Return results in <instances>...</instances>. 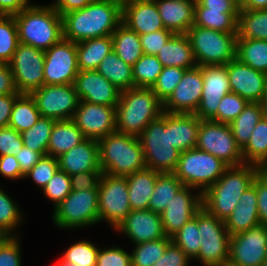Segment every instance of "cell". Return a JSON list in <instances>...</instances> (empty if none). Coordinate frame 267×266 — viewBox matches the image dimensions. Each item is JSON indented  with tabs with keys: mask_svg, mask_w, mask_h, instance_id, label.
Listing matches in <instances>:
<instances>
[{
	"mask_svg": "<svg viewBox=\"0 0 267 266\" xmlns=\"http://www.w3.org/2000/svg\"><path fill=\"white\" fill-rule=\"evenodd\" d=\"M122 23V4L95 0L82 9L62 15L63 38L72 42L112 35Z\"/></svg>",
	"mask_w": 267,
	"mask_h": 266,
	"instance_id": "cell-1",
	"label": "cell"
},
{
	"mask_svg": "<svg viewBox=\"0 0 267 266\" xmlns=\"http://www.w3.org/2000/svg\"><path fill=\"white\" fill-rule=\"evenodd\" d=\"M260 170V167L247 163L228 166L223 175L202 194L203 208L219 220L225 221Z\"/></svg>",
	"mask_w": 267,
	"mask_h": 266,
	"instance_id": "cell-2",
	"label": "cell"
},
{
	"mask_svg": "<svg viewBox=\"0 0 267 266\" xmlns=\"http://www.w3.org/2000/svg\"><path fill=\"white\" fill-rule=\"evenodd\" d=\"M13 16L22 44L46 51L63 38L62 16L48 3H32Z\"/></svg>",
	"mask_w": 267,
	"mask_h": 266,
	"instance_id": "cell-3",
	"label": "cell"
},
{
	"mask_svg": "<svg viewBox=\"0 0 267 266\" xmlns=\"http://www.w3.org/2000/svg\"><path fill=\"white\" fill-rule=\"evenodd\" d=\"M116 131L138 137L163 113V103L152 88L133 87L120 93L116 105Z\"/></svg>",
	"mask_w": 267,
	"mask_h": 266,
	"instance_id": "cell-4",
	"label": "cell"
},
{
	"mask_svg": "<svg viewBox=\"0 0 267 266\" xmlns=\"http://www.w3.org/2000/svg\"><path fill=\"white\" fill-rule=\"evenodd\" d=\"M98 146L103 173L128 176L147 168L138 137L115 131L100 138Z\"/></svg>",
	"mask_w": 267,
	"mask_h": 266,
	"instance_id": "cell-5",
	"label": "cell"
},
{
	"mask_svg": "<svg viewBox=\"0 0 267 266\" xmlns=\"http://www.w3.org/2000/svg\"><path fill=\"white\" fill-rule=\"evenodd\" d=\"M143 148L146 167L160 173H173L181 152L172 147L170 113L163 112L152 120L138 136Z\"/></svg>",
	"mask_w": 267,
	"mask_h": 266,
	"instance_id": "cell-6",
	"label": "cell"
},
{
	"mask_svg": "<svg viewBox=\"0 0 267 266\" xmlns=\"http://www.w3.org/2000/svg\"><path fill=\"white\" fill-rule=\"evenodd\" d=\"M186 35L198 66L226 65L236 58L237 33L192 25Z\"/></svg>",
	"mask_w": 267,
	"mask_h": 266,
	"instance_id": "cell-7",
	"label": "cell"
},
{
	"mask_svg": "<svg viewBox=\"0 0 267 266\" xmlns=\"http://www.w3.org/2000/svg\"><path fill=\"white\" fill-rule=\"evenodd\" d=\"M227 167L210 153L192 148L181 152L173 174L184 186L195 188L203 194L223 175Z\"/></svg>",
	"mask_w": 267,
	"mask_h": 266,
	"instance_id": "cell-8",
	"label": "cell"
},
{
	"mask_svg": "<svg viewBox=\"0 0 267 266\" xmlns=\"http://www.w3.org/2000/svg\"><path fill=\"white\" fill-rule=\"evenodd\" d=\"M52 223L61 230H76L100 224L98 190H72L52 212Z\"/></svg>",
	"mask_w": 267,
	"mask_h": 266,
	"instance_id": "cell-9",
	"label": "cell"
},
{
	"mask_svg": "<svg viewBox=\"0 0 267 266\" xmlns=\"http://www.w3.org/2000/svg\"><path fill=\"white\" fill-rule=\"evenodd\" d=\"M200 251L194 259L202 266H223L228 264L231 235L225 222L211 215L203 207L198 211Z\"/></svg>",
	"mask_w": 267,
	"mask_h": 266,
	"instance_id": "cell-10",
	"label": "cell"
},
{
	"mask_svg": "<svg viewBox=\"0 0 267 266\" xmlns=\"http://www.w3.org/2000/svg\"><path fill=\"white\" fill-rule=\"evenodd\" d=\"M98 207L100 223L106 222L115 231L131 211L126 176L102 173Z\"/></svg>",
	"mask_w": 267,
	"mask_h": 266,
	"instance_id": "cell-11",
	"label": "cell"
},
{
	"mask_svg": "<svg viewBox=\"0 0 267 266\" xmlns=\"http://www.w3.org/2000/svg\"><path fill=\"white\" fill-rule=\"evenodd\" d=\"M196 148L217 157L227 166L244 164L242 150L237 145L229 124L201 120Z\"/></svg>",
	"mask_w": 267,
	"mask_h": 266,
	"instance_id": "cell-12",
	"label": "cell"
},
{
	"mask_svg": "<svg viewBox=\"0 0 267 266\" xmlns=\"http://www.w3.org/2000/svg\"><path fill=\"white\" fill-rule=\"evenodd\" d=\"M45 51L19 43L8 65L20 94H31L44 85Z\"/></svg>",
	"mask_w": 267,
	"mask_h": 266,
	"instance_id": "cell-13",
	"label": "cell"
},
{
	"mask_svg": "<svg viewBox=\"0 0 267 266\" xmlns=\"http://www.w3.org/2000/svg\"><path fill=\"white\" fill-rule=\"evenodd\" d=\"M41 117L56 121L73 118L80 99L73 84L43 85L31 93Z\"/></svg>",
	"mask_w": 267,
	"mask_h": 266,
	"instance_id": "cell-14",
	"label": "cell"
},
{
	"mask_svg": "<svg viewBox=\"0 0 267 266\" xmlns=\"http://www.w3.org/2000/svg\"><path fill=\"white\" fill-rule=\"evenodd\" d=\"M267 259V225L258 224L232 235L229 247L230 266H261Z\"/></svg>",
	"mask_w": 267,
	"mask_h": 266,
	"instance_id": "cell-15",
	"label": "cell"
},
{
	"mask_svg": "<svg viewBox=\"0 0 267 266\" xmlns=\"http://www.w3.org/2000/svg\"><path fill=\"white\" fill-rule=\"evenodd\" d=\"M79 71L75 42L62 38L45 51L44 85L73 84Z\"/></svg>",
	"mask_w": 267,
	"mask_h": 266,
	"instance_id": "cell-16",
	"label": "cell"
},
{
	"mask_svg": "<svg viewBox=\"0 0 267 266\" xmlns=\"http://www.w3.org/2000/svg\"><path fill=\"white\" fill-rule=\"evenodd\" d=\"M115 107L81 100L72 120L85 138L99 140L116 131Z\"/></svg>",
	"mask_w": 267,
	"mask_h": 266,
	"instance_id": "cell-17",
	"label": "cell"
},
{
	"mask_svg": "<svg viewBox=\"0 0 267 266\" xmlns=\"http://www.w3.org/2000/svg\"><path fill=\"white\" fill-rule=\"evenodd\" d=\"M203 91L202 66L186 69L173 93L163 103V112L195 114Z\"/></svg>",
	"mask_w": 267,
	"mask_h": 266,
	"instance_id": "cell-18",
	"label": "cell"
},
{
	"mask_svg": "<svg viewBox=\"0 0 267 266\" xmlns=\"http://www.w3.org/2000/svg\"><path fill=\"white\" fill-rule=\"evenodd\" d=\"M203 91L195 115L201 120H211L222 98L231 92L225 65L202 66Z\"/></svg>",
	"mask_w": 267,
	"mask_h": 266,
	"instance_id": "cell-19",
	"label": "cell"
},
{
	"mask_svg": "<svg viewBox=\"0 0 267 266\" xmlns=\"http://www.w3.org/2000/svg\"><path fill=\"white\" fill-rule=\"evenodd\" d=\"M202 207V193L195 188L183 186L160 214L165 235H174L185 223L193 219Z\"/></svg>",
	"mask_w": 267,
	"mask_h": 266,
	"instance_id": "cell-20",
	"label": "cell"
},
{
	"mask_svg": "<svg viewBox=\"0 0 267 266\" xmlns=\"http://www.w3.org/2000/svg\"><path fill=\"white\" fill-rule=\"evenodd\" d=\"M231 92L249 102H259L267 90V74L235 58L225 65Z\"/></svg>",
	"mask_w": 267,
	"mask_h": 266,
	"instance_id": "cell-21",
	"label": "cell"
},
{
	"mask_svg": "<svg viewBox=\"0 0 267 266\" xmlns=\"http://www.w3.org/2000/svg\"><path fill=\"white\" fill-rule=\"evenodd\" d=\"M114 232L125 235L134 245L158 240L166 236L161 215L149 209L131 210Z\"/></svg>",
	"mask_w": 267,
	"mask_h": 266,
	"instance_id": "cell-22",
	"label": "cell"
},
{
	"mask_svg": "<svg viewBox=\"0 0 267 266\" xmlns=\"http://www.w3.org/2000/svg\"><path fill=\"white\" fill-rule=\"evenodd\" d=\"M80 101L116 106L121 91L97 70L79 71L73 83Z\"/></svg>",
	"mask_w": 267,
	"mask_h": 266,
	"instance_id": "cell-23",
	"label": "cell"
},
{
	"mask_svg": "<svg viewBox=\"0 0 267 266\" xmlns=\"http://www.w3.org/2000/svg\"><path fill=\"white\" fill-rule=\"evenodd\" d=\"M122 23L138 35L165 29L154 0H132L122 4Z\"/></svg>",
	"mask_w": 267,
	"mask_h": 266,
	"instance_id": "cell-24",
	"label": "cell"
},
{
	"mask_svg": "<svg viewBox=\"0 0 267 266\" xmlns=\"http://www.w3.org/2000/svg\"><path fill=\"white\" fill-rule=\"evenodd\" d=\"M59 169L72 176L82 172H102L98 140L85 138L76 147L57 158Z\"/></svg>",
	"mask_w": 267,
	"mask_h": 266,
	"instance_id": "cell-25",
	"label": "cell"
},
{
	"mask_svg": "<svg viewBox=\"0 0 267 266\" xmlns=\"http://www.w3.org/2000/svg\"><path fill=\"white\" fill-rule=\"evenodd\" d=\"M165 29L186 34L194 23L196 0H154Z\"/></svg>",
	"mask_w": 267,
	"mask_h": 266,
	"instance_id": "cell-26",
	"label": "cell"
},
{
	"mask_svg": "<svg viewBox=\"0 0 267 266\" xmlns=\"http://www.w3.org/2000/svg\"><path fill=\"white\" fill-rule=\"evenodd\" d=\"M224 222L231 236L261 224L258 213L256 187L253 183L241 195L236 208Z\"/></svg>",
	"mask_w": 267,
	"mask_h": 266,
	"instance_id": "cell-27",
	"label": "cell"
},
{
	"mask_svg": "<svg viewBox=\"0 0 267 266\" xmlns=\"http://www.w3.org/2000/svg\"><path fill=\"white\" fill-rule=\"evenodd\" d=\"M201 119L195 114L170 113V138L180 152L196 148Z\"/></svg>",
	"mask_w": 267,
	"mask_h": 266,
	"instance_id": "cell-28",
	"label": "cell"
},
{
	"mask_svg": "<svg viewBox=\"0 0 267 266\" xmlns=\"http://www.w3.org/2000/svg\"><path fill=\"white\" fill-rule=\"evenodd\" d=\"M163 67H195L193 51L186 34H174L156 55Z\"/></svg>",
	"mask_w": 267,
	"mask_h": 266,
	"instance_id": "cell-29",
	"label": "cell"
},
{
	"mask_svg": "<svg viewBox=\"0 0 267 266\" xmlns=\"http://www.w3.org/2000/svg\"><path fill=\"white\" fill-rule=\"evenodd\" d=\"M158 171L143 169L126 176L131 210H146L155 188Z\"/></svg>",
	"mask_w": 267,
	"mask_h": 266,
	"instance_id": "cell-30",
	"label": "cell"
},
{
	"mask_svg": "<svg viewBox=\"0 0 267 266\" xmlns=\"http://www.w3.org/2000/svg\"><path fill=\"white\" fill-rule=\"evenodd\" d=\"M84 139L82 131L72 119L56 121L50 135L47 155L58 158Z\"/></svg>",
	"mask_w": 267,
	"mask_h": 266,
	"instance_id": "cell-31",
	"label": "cell"
},
{
	"mask_svg": "<svg viewBox=\"0 0 267 266\" xmlns=\"http://www.w3.org/2000/svg\"><path fill=\"white\" fill-rule=\"evenodd\" d=\"M112 36L91 38L76 43L80 71L96 70L101 61L112 51Z\"/></svg>",
	"mask_w": 267,
	"mask_h": 266,
	"instance_id": "cell-32",
	"label": "cell"
},
{
	"mask_svg": "<svg viewBox=\"0 0 267 266\" xmlns=\"http://www.w3.org/2000/svg\"><path fill=\"white\" fill-rule=\"evenodd\" d=\"M112 49L125 63L133 66L144 54L140 36L121 23L112 33Z\"/></svg>",
	"mask_w": 267,
	"mask_h": 266,
	"instance_id": "cell-33",
	"label": "cell"
},
{
	"mask_svg": "<svg viewBox=\"0 0 267 266\" xmlns=\"http://www.w3.org/2000/svg\"><path fill=\"white\" fill-rule=\"evenodd\" d=\"M96 70L121 92L134 87L132 66L119 58L113 50Z\"/></svg>",
	"mask_w": 267,
	"mask_h": 266,
	"instance_id": "cell-34",
	"label": "cell"
},
{
	"mask_svg": "<svg viewBox=\"0 0 267 266\" xmlns=\"http://www.w3.org/2000/svg\"><path fill=\"white\" fill-rule=\"evenodd\" d=\"M238 15L239 13H223V11L209 10V8H204L196 0L193 25L223 33H237Z\"/></svg>",
	"mask_w": 267,
	"mask_h": 266,
	"instance_id": "cell-35",
	"label": "cell"
},
{
	"mask_svg": "<svg viewBox=\"0 0 267 266\" xmlns=\"http://www.w3.org/2000/svg\"><path fill=\"white\" fill-rule=\"evenodd\" d=\"M237 39L267 40V9L239 10Z\"/></svg>",
	"mask_w": 267,
	"mask_h": 266,
	"instance_id": "cell-36",
	"label": "cell"
},
{
	"mask_svg": "<svg viewBox=\"0 0 267 266\" xmlns=\"http://www.w3.org/2000/svg\"><path fill=\"white\" fill-rule=\"evenodd\" d=\"M262 117L259 102H249L243 111L229 124L234 139L241 150L249 142L251 133Z\"/></svg>",
	"mask_w": 267,
	"mask_h": 266,
	"instance_id": "cell-37",
	"label": "cell"
},
{
	"mask_svg": "<svg viewBox=\"0 0 267 266\" xmlns=\"http://www.w3.org/2000/svg\"><path fill=\"white\" fill-rule=\"evenodd\" d=\"M244 163L267 169V120L257 123L247 145L242 149Z\"/></svg>",
	"mask_w": 267,
	"mask_h": 266,
	"instance_id": "cell-38",
	"label": "cell"
},
{
	"mask_svg": "<svg viewBox=\"0 0 267 266\" xmlns=\"http://www.w3.org/2000/svg\"><path fill=\"white\" fill-rule=\"evenodd\" d=\"M183 186L184 184L173 173H160L148 209L161 214Z\"/></svg>",
	"mask_w": 267,
	"mask_h": 266,
	"instance_id": "cell-39",
	"label": "cell"
},
{
	"mask_svg": "<svg viewBox=\"0 0 267 266\" xmlns=\"http://www.w3.org/2000/svg\"><path fill=\"white\" fill-rule=\"evenodd\" d=\"M40 117L41 114L31 94H20L13 104L8 126L21 133L30 129Z\"/></svg>",
	"mask_w": 267,
	"mask_h": 266,
	"instance_id": "cell-40",
	"label": "cell"
},
{
	"mask_svg": "<svg viewBox=\"0 0 267 266\" xmlns=\"http://www.w3.org/2000/svg\"><path fill=\"white\" fill-rule=\"evenodd\" d=\"M236 58L267 74V40L237 39Z\"/></svg>",
	"mask_w": 267,
	"mask_h": 266,
	"instance_id": "cell-41",
	"label": "cell"
},
{
	"mask_svg": "<svg viewBox=\"0 0 267 266\" xmlns=\"http://www.w3.org/2000/svg\"><path fill=\"white\" fill-rule=\"evenodd\" d=\"M56 120L46 117H40L39 120L27 130L21 132L24 146L40 152L43 156L47 155L50 135Z\"/></svg>",
	"mask_w": 267,
	"mask_h": 266,
	"instance_id": "cell-42",
	"label": "cell"
},
{
	"mask_svg": "<svg viewBox=\"0 0 267 266\" xmlns=\"http://www.w3.org/2000/svg\"><path fill=\"white\" fill-rule=\"evenodd\" d=\"M24 216V211L14 201V198L7 193L4 186H0V226L12 236H19L21 234L18 228H21L25 219Z\"/></svg>",
	"mask_w": 267,
	"mask_h": 266,
	"instance_id": "cell-43",
	"label": "cell"
},
{
	"mask_svg": "<svg viewBox=\"0 0 267 266\" xmlns=\"http://www.w3.org/2000/svg\"><path fill=\"white\" fill-rule=\"evenodd\" d=\"M171 242V237L147 241L133 245L131 253L132 266H152L156 261L163 256L168 244Z\"/></svg>",
	"mask_w": 267,
	"mask_h": 266,
	"instance_id": "cell-44",
	"label": "cell"
},
{
	"mask_svg": "<svg viewBox=\"0 0 267 266\" xmlns=\"http://www.w3.org/2000/svg\"><path fill=\"white\" fill-rule=\"evenodd\" d=\"M162 69L163 65L157 56L143 54L132 66L134 87L152 88Z\"/></svg>",
	"mask_w": 267,
	"mask_h": 266,
	"instance_id": "cell-45",
	"label": "cell"
},
{
	"mask_svg": "<svg viewBox=\"0 0 267 266\" xmlns=\"http://www.w3.org/2000/svg\"><path fill=\"white\" fill-rule=\"evenodd\" d=\"M90 240H77L67 246L61 259L77 266H96L99 246Z\"/></svg>",
	"mask_w": 267,
	"mask_h": 266,
	"instance_id": "cell-46",
	"label": "cell"
},
{
	"mask_svg": "<svg viewBox=\"0 0 267 266\" xmlns=\"http://www.w3.org/2000/svg\"><path fill=\"white\" fill-rule=\"evenodd\" d=\"M199 234L197 212L193 219L185 223L179 231L171 236V241L179 246L193 262L200 251Z\"/></svg>",
	"mask_w": 267,
	"mask_h": 266,
	"instance_id": "cell-47",
	"label": "cell"
},
{
	"mask_svg": "<svg viewBox=\"0 0 267 266\" xmlns=\"http://www.w3.org/2000/svg\"><path fill=\"white\" fill-rule=\"evenodd\" d=\"M19 43L14 16L0 15V63L10 62Z\"/></svg>",
	"mask_w": 267,
	"mask_h": 266,
	"instance_id": "cell-48",
	"label": "cell"
},
{
	"mask_svg": "<svg viewBox=\"0 0 267 266\" xmlns=\"http://www.w3.org/2000/svg\"><path fill=\"white\" fill-rule=\"evenodd\" d=\"M186 69L179 67H163L152 90L158 99L164 103L173 93L175 87L181 81Z\"/></svg>",
	"mask_w": 267,
	"mask_h": 266,
	"instance_id": "cell-49",
	"label": "cell"
},
{
	"mask_svg": "<svg viewBox=\"0 0 267 266\" xmlns=\"http://www.w3.org/2000/svg\"><path fill=\"white\" fill-rule=\"evenodd\" d=\"M71 191V176L58 169L41 192L47 200L52 202L53 209H55Z\"/></svg>",
	"mask_w": 267,
	"mask_h": 266,
	"instance_id": "cell-50",
	"label": "cell"
},
{
	"mask_svg": "<svg viewBox=\"0 0 267 266\" xmlns=\"http://www.w3.org/2000/svg\"><path fill=\"white\" fill-rule=\"evenodd\" d=\"M248 100L238 94H226L218 105L217 114L211 119L215 122L230 124L246 107Z\"/></svg>",
	"mask_w": 267,
	"mask_h": 266,
	"instance_id": "cell-51",
	"label": "cell"
},
{
	"mask_svg": "<svg viewBox=\"0 0 267 266\" xmlns=\"http://www.w3.org/2000/svg\"><path fill=\"white\" fill-rule=\"evenodd\" d=\"M58 169V159L45 155L24 175L23 180L32 179V183L42 190Z\"/></svg>",
	"mask_w": 267,
	"mask_h": 266,
	"instance_id": "cell-52",
	"label": "cell"
},
{
	"mask_svg": "<svg viewBox=\"0 0 267 266\" xmlns=\"http://www.w3.org/2000/svg\"><path fill=\"white\" fill-rule=\"evenodd\" d=\"M96 266H132L131 253L120 245L100 247Z\"/></svg>",
	"mask_w": 267,
	"mask_h": 266,
	"instance_id": "cell-53",
	"label": "cell"
},
{
	"mask_svg": "<svg viewBox=\"0 0 267 266\" xmlns=\"http://www.w3.org/2000/svg\"><path fill=\"white\" fill-rule=\"evenodd\" d=\"M21 236H12L0 245V266H22Z\"/></svg>",
	"mask_w": 267,
	"mask_h": 266,
	"instance_id": "cell-54",
	"label": "cell"
},
{
	"mask_svg": "<svg viewBox=\"0 0 267 266\" xmlns=\"http://www.w3.org/2000/svg\"><path fill=\"white\" fill-rule=\"evenodd\" d=\"M173 35L174 33L167 29L139 35L144 54L156 56Z\"/></svg>",
	"mask_w": 267,
	"mask_h": 266,
	"instance_id": "cell-55",
	"label": "cell"
},
{
	"mask_svg": "<svg viewBox=\"0 0 267 266\" xmlns=\"http://www.w3.org/2000/svg\"><path fill=\"white\" fill-rule=\"evenodd\" d=\"M23 146L20 132L9 126L0 128V156L17 155Z\"/></svg>",
	"mask_w": 267,
	"mask_h": 266,
	"instance_id": "cell-56",
	"label": "cell"
},
{
	"mask_svg": "<svg viewBox=\"0 0 267 266\" xmlns=\"http://www.w3.org/2000/svg\"><path fill=\"white\" fill-rule=\"evenodd\" d=\"M258 199V213L261 224L267 225V169H261L253 179Z\"/></svg>",
	"mask_w": 267,
	"mask_h": 266,
	"instance_id": "cell-57",
	"label": "cell"
},
{
	"mask_svg": "<svg viewBox=\"0 0 267 266\" xmlns=\"http://www.w3.org/2000/svg\"><path fill=\"white\" fill-rule=\"evenodd\" d=\"M191 261L185 252L171 241L163 256L152 266H190Z\"/></svg>",
	"mask_w": 267,
	"mask_h": 266,
	"instance_id": "cell-58",
	"label": "cell"
},
{
	"mask_svg": "<svg viewBox=\"0 0 267 266\" xmlns=\"http://www.w3.org/2000/svg\"><path fill=\"white\" fill-rule=\"evenodd\" d=\"M103 172H82L71 176V190H98Z\"/></svg>",
	"mask_w": 267,
	"mask_h": 266,
	"instance_id": "cell-59",
	"label": "cell"
},
{
	"mask_svg": "<svg viewBox=\"0 0 267 266\" xmlns=\"http://www.w3.org/2000/svg\"><path fill=\"white\" fill-rule=\"evenodd\" d=\"M0 175L12 181L24 179L25 174L21 171L19 162L14 154L0 156Z\"/></svg>",
	"mask_w": 267,
	"mask_h": 266,
	"instance_id": "cell-60",
	"label": "cell"
},
{
	"mask_svg": "<svg viewBox=\"0 0 267 266\" xmlns=\"http://www.w3.org/2000/svg\"><path fill=\"white\" fill-rule=\"evenodd\" d=\"M204 8L223 11V13H239V0H197Z\"/></svg>",
	"mask_w": 267,
	"mask_h": 266,
	"instance_id": "cell-61",
	"label": "cell"
},
{
	"mask_svg": "<svg viewBox=\"0 0 267 266\" xmlns=\"http://www.w3.org/2000/svg\"><path fill=\"white\" fill-rule=\"evenodd\" d=\"M19 162L21 171L26 174L32 167L43 157L40 152L31 150L30 148L23 146L21 151L15 155Z\"/></svg>",
	"mask_w": 267,
	"mask_h": 266,
	"instance_id": "cell-62",
	"label": "cell"
},
{
	"mask_svg": "<svg viewBox=\"0 0 267 266\" xmlns=\"http://www.w3.org/2000/svg\"><path fill=\"white\" fill-rule=\"evenodd\" d=\"M20 93L0 95V128L9 125L13 104Z\"/></svg>",
	"mask_w": 267,
	"mask_h": 266,
	"instance_id": "cell-63",
	"label": "cell"
},
{
	"mask_svg": "<svg viewBox=\"0 0 267 266\" xmlns=\"http://www.w3.org/2000/svg\"><path fill=\"white\" fill-rule=\"evenodd\" d=\"M11 93H17L13 72L8 64L0 63V95Z\"/></svg>",
	"mask_w": 267,
	"mask_h": 266,
	"instance_id": "cell-64",
	"label": "cell"
},
{
	"mask_svg": "<svg viewBox=\"0 0 267 266\" xmlns=\"http://www.w3.org/2000/svg\"><path fill=\"white\" fill-rule=\"evenodd\" d=\"M95 0H53L49 3L62 16L73 10L82 9Z\"/></svg>",
	"mask_w": 267,
	"mask_h": 266,
	"instance_id": "cell-65",
	"label": "cell"
},
{
	"mask_svg": "<svg viewBox=\"0 0 267 266\" xmlns=\"http://www.w3.org/2000/svg\"><path fill=\"white\" fill-rule=\"evenodd\" d=\"M32 3L30 0H0V15L13 16Z\"/></svg>",
	"mask_w": 267,
	"mask_h": 266,
	"instance_id": "cell-66",
	"label": "cell"
},
{
	"mask_svg": "<svg viewBox=\"0 0 267 266\" xmlns=\"http://www.w3.org/2000/svg\"><path fill=\"white\" fill-rule=\"evenodd\" d=\"M240 9L261 10L267 9V0H239Z\"/></svg>",
	"mask_w": 267,
	"mask_h": 266,
	"instance_id": "cell-67",
	"label": "cell"
},
{
	"mask_svg": "<svg viewBox=\"0 0 267 266\" xmlns=\"http://www.w3.org/2000/svg\"><path fill=\"white\" fill-rule=\"evenodd\" d=\"M259 104L261 106L263 118L267 120V90L259 101Z\"/></svg>",
	"mask_w": 267,
	"mask_h": 266,
	"instance_id": "cell-68",
	"label": "cell"
},
{
	"mask_svg": "<svg viewBox=\"0 0 267 266\" xmlns=\"http://www.w3.org/2000/svg\"><path fill=\"white\" fill-rule=\"evenodd\" d=\"M11 237L12 235L2 226H0V245L4 244Z\"/></svg>",
	"mask_w": 267,
	"mask_h": 266,
	"instance_id": "cell-69",
	"label": "cell"
},
{
	"mask_svg": "<svg viewBox=\"0 0 267 266\" xmlns=\"http://www.w3.org/2000/svg\"><path fill=\"white\" fill-rule=\"evenodd\" d=\"M54 266H77V265L67 263V262L63 261L61 258H58V260L56 261Z\"/></svg>",
	"mask_w": 267,
	"mask_h": 266,
	"instance_id": "cell-70",
	"label": "cell"
},
{
	"mask_svg": "<svg viewBox=\"0 0 267 266\" xmlns=\"http://www.w3.org/2000/svg\"><path fill=\"white\" fill-rule=\"evenodd\" d=\"M116 1L121 3V4H124V3L128 2V1H132V0H116Z\"/></svg>",
	"mask_w": 267,
	"mask_h": 266,
	"instance_id": "cell-71",
	"label": "cell"
},
{
	"mask_svg": "<svg viewBox=\"0 0 267 266\" xmlns=\"http://www.w3.org/2000/svg\"><path fill=\"white\" fill-rule=\"evenodd\" d=\"M261 266H267V259L261 264Z\"/></svg>",
	"mask_w": 267,
	"mask_h": 266,
	"instance_id": "cell-72",
	"label": "cell"
}]
</instances>
